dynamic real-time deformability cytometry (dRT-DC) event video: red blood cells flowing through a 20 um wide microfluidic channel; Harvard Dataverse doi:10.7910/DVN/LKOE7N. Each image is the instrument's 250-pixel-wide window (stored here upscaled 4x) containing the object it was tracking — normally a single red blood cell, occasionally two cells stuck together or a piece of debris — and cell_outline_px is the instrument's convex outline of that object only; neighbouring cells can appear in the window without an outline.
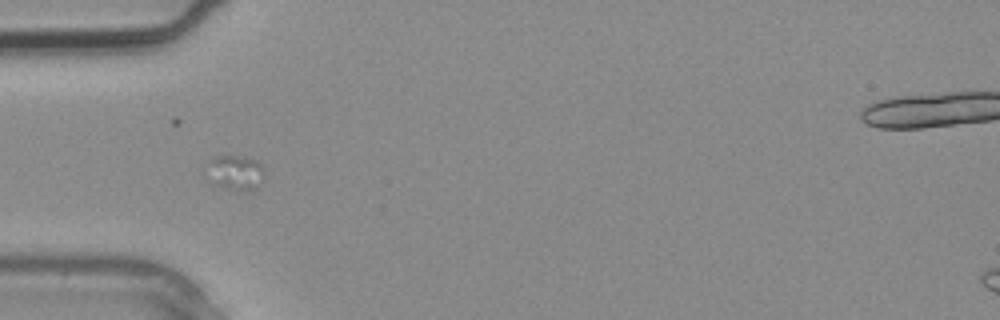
{"species": "common noctule bat (a hibernating species)", "species_latin": "Nyctalus noctula", "temperature_condition": "warm", "stored_images_in_passage": 4, "camera_frame_rate_fps": 3000, "um_per_image_px": 0.085, "animal": {"sex": "male", "body_mass_g": 20.4}, "frame": {"image": 1, "passage_image": 4, "time_ms": 1.0, "image_size_px": [1000, 320], "cell_outline_px": [[264, 176], [252, 188], [228, 188], [212, 184], [212, 156], [236, 156], [256, 160], [260, 164], [264, 172]], "centroid_in_image_um": [20.05, 14.62], "position_along_channel_um": 64.9, "area_um2": 10.46}}